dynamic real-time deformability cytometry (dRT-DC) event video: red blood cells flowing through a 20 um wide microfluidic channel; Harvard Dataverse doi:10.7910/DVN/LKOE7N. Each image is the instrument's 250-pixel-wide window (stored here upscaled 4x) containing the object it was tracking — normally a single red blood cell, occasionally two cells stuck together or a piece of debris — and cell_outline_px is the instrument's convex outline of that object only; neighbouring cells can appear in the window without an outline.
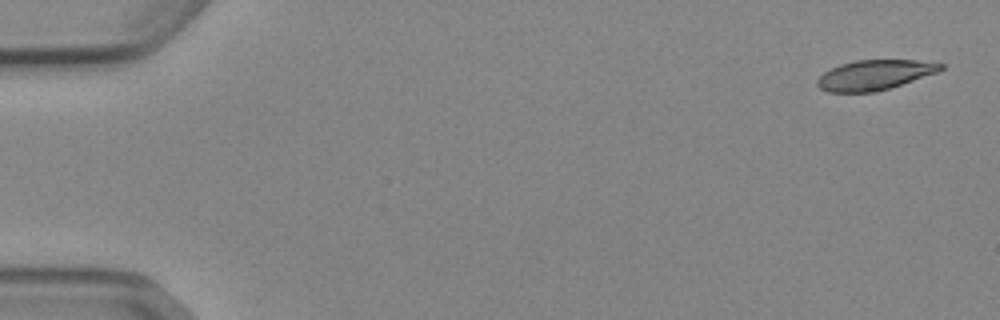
{"species": "Egyptian fruit bat (a non-hibernating species)", "species_latin": "Rousettus aegyptiacus", "temperature_condition": "cold", "stored_images_in_passage": 52, "camera_frame_rate_fps": 3000, "um_per_image_px": 0.085, "animal": {"sex": "female"}, "frame": {"image": 1, "passage_image": 1, "time_ms": 0.0, "image_size_px": [1000, 320], "cell_outline_px": [[944, 68], [936, 72], [876, 92], [828, 92], [820, 88], [816, 84], [816, 80], [824, 72], [840, 64], [856, 60], [916, 60], [944, 64]], "centroid_in_image_um": [74.29, 6.37], "position_along_channel_um": 10.7, "area_um2": 21.21}}
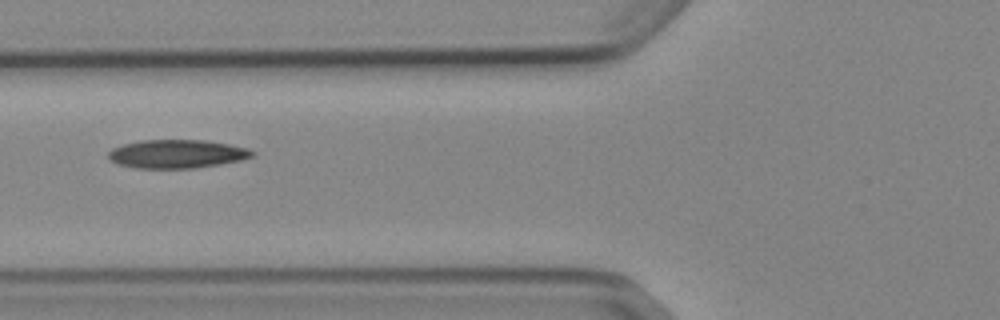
{"frame": {"image": 2, "passage_image": 20, "time_ms": 6.333, "image_size_px": [1000, 320], "cell_outline_px": [[256, 156], [240, 160], [220, 164], [196, 168], [136, 168], [120, 164], [108, 160], [108, 152], [112, 148], [124, 144], [140, 140], [204, 140], [228, 144], [248, 148], [256, 152]], "centroid_in_image_um": [15.05, 13.08], "position_along_channel_um": 110.7, "area_um2": 23.99}}
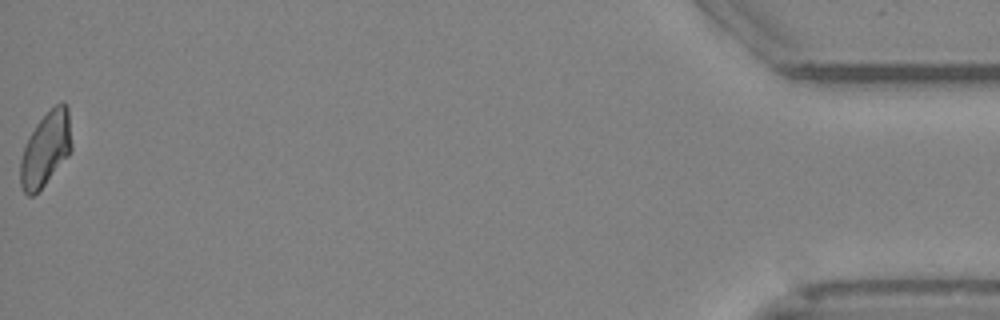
{"frame": {"image": 3, "passage_image": 52, "time_ms": 17.0, "image_size_px": [1000, 320], "cell_outline_px": [[72, 148], [68, 156], [44, 184], [32, 196], [28, 196], [24, 192], [20, 184], [20, 160], [24, 148], [36, 124], [60, 100], [64, 100], [68, 108], [72, 144]], "centroid_in_image_um": [3.9, 12.64], "position_along_channel_um": 431.3, "area_um2": 21.85}, "authors_computed_cell_mechanics": {"area_um2": 23.0044, "velocity_mm_per_s": 3.8789, "shape_relaxation_time_tau1_ms": null, "shape_relaxation_time_tau2_ms": 4.6823, "deformation_change_tau1": null, "deformation_change_tau2": 0.1167}}